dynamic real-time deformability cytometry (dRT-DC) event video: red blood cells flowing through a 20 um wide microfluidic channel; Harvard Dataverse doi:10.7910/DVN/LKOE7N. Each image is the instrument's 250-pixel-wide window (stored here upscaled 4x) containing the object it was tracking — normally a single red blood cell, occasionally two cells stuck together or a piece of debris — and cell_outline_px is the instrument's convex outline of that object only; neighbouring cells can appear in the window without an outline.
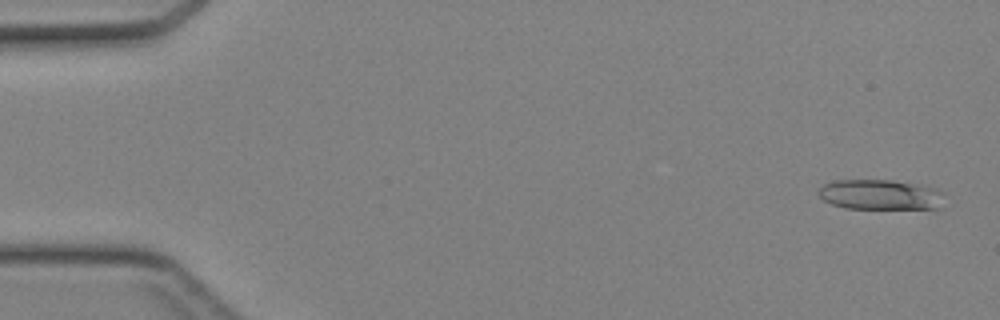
{"species": "Egyptian fruit bat (a non-hibernating species)", "species_latin": "Rousettus aegyptiacus", "temperature_condition": "cold", "stored_images_in_passage": 44, "camera_frame_rate_fps": 3000, "um_per_image_px": 0.085, "animal": {"sex": "female"}, "frame": {"image": 1, "passage_image": 2, "time_ms": 0.333, "image_size_px": [1000, 320], "cell_outline_px": [[944, 192], [936, 208], [848, 208], [832, 204], [824, 200], [816, 192], [824, 184], [836, 180], [892, 180], [920, 184], [936, 188]], "centroid_in_image_um": [74.79, 16.52], "position_along_channel_um": 10.2, "area_um2": 21.85}}
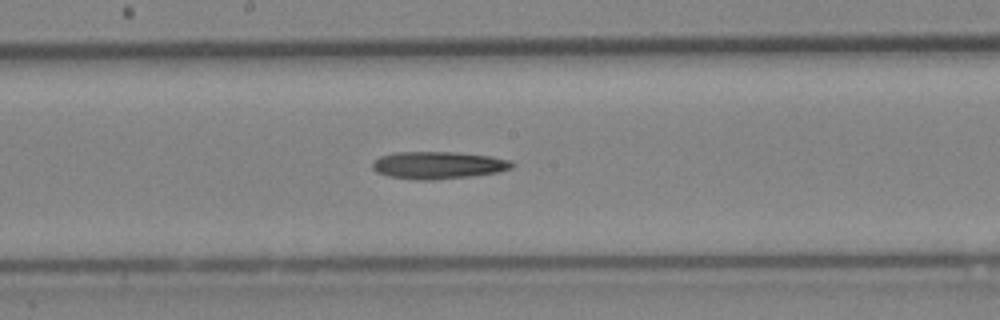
{"frame": {"image": 2, "passage_image": 24, "time_ms": 7.667, "image_size_px": [1000, 320], "cell_outline_px": [[516, 164], [512, 168], [496, 172], [472, 176], [432, 180], [416, 180], [388, 176], [376, 172], [372, 168], [372, 164], [380, 156], [396, 152], [456, 152], [492, 156], [508, 160]], "centroid_in_image_um": [37.24, 14.04], "position_along_channel_um": 211.0, "area_um2": 22.25}}
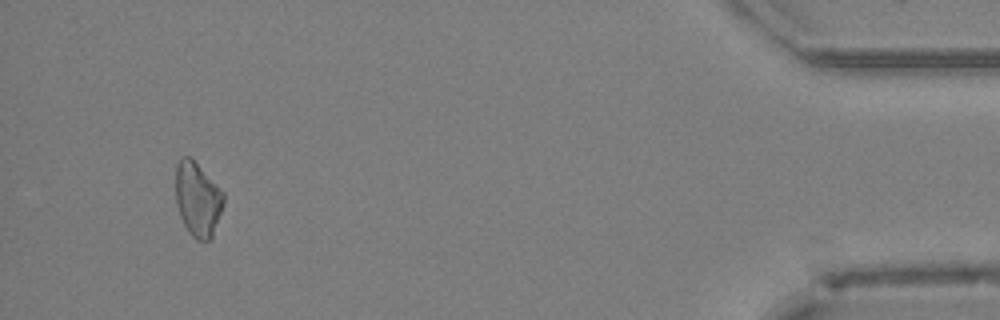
{"frame": {"image": 3, "passage_image": 42, "time_ms": 13.667, "image_size_px": [1000, 320], "cell_outline_px": [[224, 204], [212, 240], [196, 240], [188, 232], [180, 216], [176, 204], [176, 164], [180, 156], [192, 156], [224, 192]], "centroid_in_image_um": [16.81, 16.91], "position_along_channel_um": 418.4, "area_um2": 21.27}}